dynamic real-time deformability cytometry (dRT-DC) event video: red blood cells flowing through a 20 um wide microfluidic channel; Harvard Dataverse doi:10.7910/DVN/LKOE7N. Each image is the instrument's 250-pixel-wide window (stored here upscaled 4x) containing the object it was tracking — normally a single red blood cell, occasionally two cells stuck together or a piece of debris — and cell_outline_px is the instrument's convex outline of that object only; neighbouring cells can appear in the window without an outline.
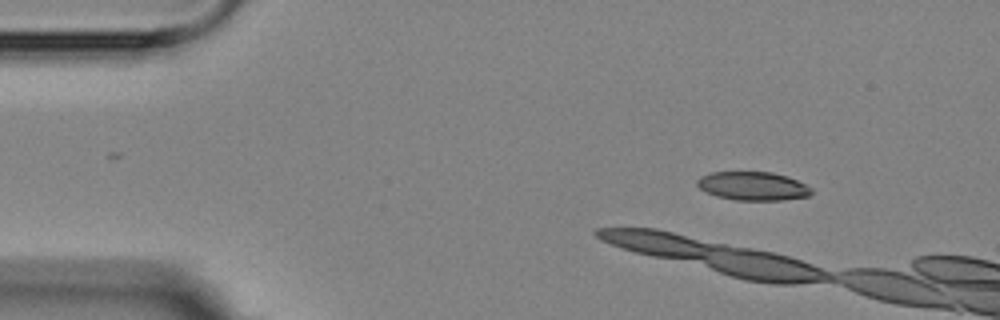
{"species": "Egyptian fruit bat (a non-hibernating species)", "species_latin": "Rousettus aegyptiacus", "temperature_condition": "room temperature", "stored_images_in_passage": 3, "camera_frame_rate_fps": 3000, "um_per_image_px": 0.085, "animal": {"sex": "female"}, "frame": {"image": 1, "passage_image": 1, "time_ms": 0.0, "image_size_px": [1000, 320], "cell_outline_px": [[812, 192], [808, 196], [784, 200], [736, 200], [716, 196], [700, 188], [696, 184], [696, 180], [700, 176], [712, 172], [772, 172], [788, 176], [812, 188]], "centroid_in_image_um": [63.99, 15.81], "position_along_channel_um": 21.0, "area_um2": 19.02}}